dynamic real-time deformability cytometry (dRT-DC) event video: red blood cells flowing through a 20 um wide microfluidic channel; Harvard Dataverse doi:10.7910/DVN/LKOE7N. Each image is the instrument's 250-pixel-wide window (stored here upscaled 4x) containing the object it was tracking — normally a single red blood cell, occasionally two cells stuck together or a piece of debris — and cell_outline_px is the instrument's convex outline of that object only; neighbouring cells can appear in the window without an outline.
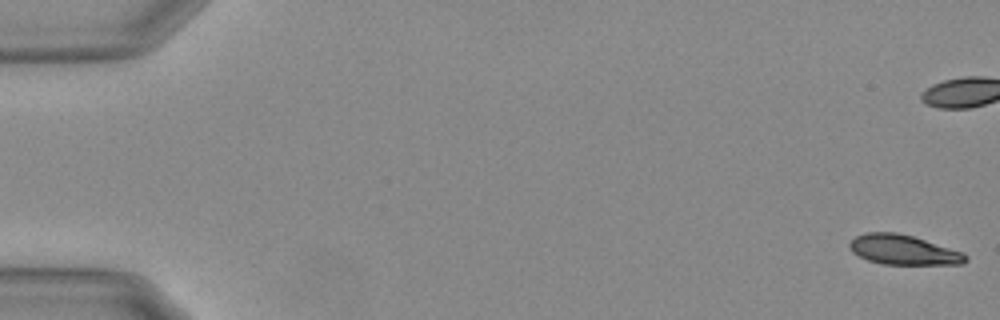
{"species": "Egyptian fruit bat (a non-hibernating species)", "species_latin": "Rousettus aegyptiacus", "temperature_condition": "warm", "stored_images_in_passage": 57, "camera_frame_rate_fps": 3000, "um_per_image_px": 0.085, "animal": {"sex": "female"}, "frame": {"image": 1, "passage_image": 1, "time_ms": 0.0, "image_size_px": [1000, 320], "cell_outline_px": [[968, 260], [964, 264], [884, 264], [868, 260], [852, 252], [848, 244], [856, 236], [864, 232], [896, 232], [912, 236], [964, 252], [968, 256]], "centroid_in_image_um": [76.8, 21.23], "position_along_channel_um": 8.2, "area_um2": 20.11}, "authors_computed_cell_mechanics": {"area_um2": 21.964, "velocity_mm_per_s": 3.6995, "shape_relaxation_time_tau1_ms": 4.6124, "shape_relaxation_time_tau2_ms": 2.7379, "deformation_change_tau1": 0.1555, "deformation_change_tau2": 0.0782}}